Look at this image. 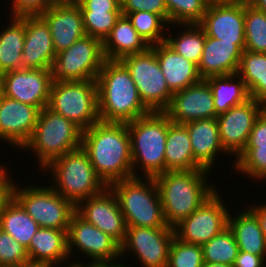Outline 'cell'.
Listing matches in <instances>:
<instances>
[{"label": "cell", "instance_id": "cell-42", "mask_svg": "<svg viewBox=\"0 0 266 267\" xmlns=\"http://www.w3.org/2000/svg\"><path fill=\"white\" fill-rule=\"evenodd\" d=\"M27 261L26 248L0 229V267H14Z\"/></svg>", "mask_w": 266, "mask_h": 267}, {"label": "cell", "instance_id": "cell-43", "mask_svg": "<svg viewBox=\"0 0 266 267\" xmlns=\"http://www.w3.org/2000/svg\"><path fill=\"white\" fill-rule=\"evenodd\" d=\"M121 12L147 11L160 15L169 25L165 0H120Z\"/></svg>", "mask_w": 266, "mask_h": 267}, {"label": "cell", "instance_id": "cell-37", "mask_svg": "<svg viewBox=\"0 0 266 267\" xmlns=\"http://www.w3.org/2000/svg\"><path fill=\"white\" fill-rule=\"evenodd\" d=\"M245 50L266 53V13L244 1Z\"/></svg>", "mask_w": 266, "mask_h": 267}, {"label": "cell", "instance_id": "cell-30", "mask_svg": "<svg viewBox=\"0 0 266 267\" xmlns=\"http://www.w3.org/2000/svg\"><path fill=\"white\" fill-rule=\"evenodd\" d=\"M205 80L212 90L217 115L250 99L245 82L237 73L213 76Z\"/></svg>", "mask_w": 266, "mask_h": 267}, {"label": "cell", "instance_id": "cell-44", "mask_svg": "<svg viewBox=\"0 0 266 267\" xmlns=\"http://www.w3.org/2000/svg\"><path fill=\"white\" fill-rule=\"evenodd\" d=\"M9 16L40 15L54 4L52 0H12Z\"/></svg>", "mask_w": 266, "mask_h": 267}, {"label": "cell", "instance_id": "cell-16", "mask_svg": "<svg viewBox=\"0 0 266 267\" xmlns=\"http://www.w3.org/2000/svg\"><path fill=\"white\" fill-rule=\"evenodd\" d=\"M265 108L263 103L250 98L245 103L217 115L220 141L227 153L236 158L242 152L255 120Z\"/></svg>", "mask_w": 266, "mask_h": 267}, {"label": "cell", "instance_id": "cell-25", "mask_svg": "<svg viewBox=\"0 0 266 267\" xmlns=\"http://www.w3.org/2000/svg\"><path fill=\"white\" fill-rule=\"evenodd\" d=\"M150 47L155 51L160 69L172 93L188 88L201 80L197 65L179 55L165 42Z\"/></svg>", "mask_w": 266, "mask_h": 267}, {"label": "cell", "instance_id": "cell-35", "mask_svg": "<svg viewBox=\"0 0 266 267\" xmlns=\"http://www.w3.org/2000/svg\"><path fill=\"white\" fill-rule=\"evenodd\" d=\"M204 262L233 266L239 252L235 236L229 227L202 246Z\"/></svg>", "mask_w": 266, "mask_h": 267}, {"label": "cell", "instance_id": "cell-51", "mask_svg": "<svg viewBox=\"0 0 266 267\" xmlns=\"http://www.w3.org/2000/svg\"><path fill=\"white\" fill-rule=\"evenodd\" d=\"M246 0H204L207 7L222 6V5H234Z\"/></svg>", "mask_w": 266, "mask_h": 267}, {"label": "cell", "instance_id": "cell-58", "mask_svg": "<svg viewBox=\"0 0 266 267\" xmlns=\"http://www.w3.org/2000/svg\"><path fill=\"white\" fill-rule=\"evenodd\" d=\"M128 265H124L123 263L121 264V267H127ZM129 267V266H128Z\"/></svg>", "mask_w": 266, "mask_h": 267}, {"label": "cell", "instance_id": "cell-38", "mask_svg": "<svg viewBox=\"0 0 266 267\" xmlns=\"http://www.w3.org/2000/svg\"><path fill=\"white\" fill-rule=\"evenodd\" d=\"M236 172L257 180L266 179V146H245L234 160Z\"/></svg>", "mask_w": 266, "mask_h": 267}, {"label": "cell", "instance_id": "cell-3", "mask_svg": "<svg viewBox=\"0 0 266 267\" xmlns=\"http://www.w3.org/2000/svg\"><path fill=\"white\" fill-rule=\"evenodd\" d=\"M209 173L205 169L165 171L154 177L168 226L187 218L217 191L214 182H207Z\"/></svg>", "mask_w": 266, "mask_h": 267}, {"label": "cell", "instance_id": "cell-19", "mask_svg": "<svg viewBox=\"0 0 266 267\" xmlns=\"http://www.w3.org/2000/svg\"><path fill=\"white\" fill-rule=\"evenodd\" d=\"M40 110L4 96L0 102V140L20 150L30 139Z\"/></svg>", "mask_w": 266, "mask_h": 267}, {"label": "cell", "instance_id": "cell-6", "mask_svg": "<svg viewBox=\"0 0 266 267\" xmlns=\"http://www.w3.org/2000/svg\"><path fill=\"white\" fill-rule=\"evenodd\" d=\"M109 187L118 198L126 226L170 227L164 219L154 178L133 176L116 181Z\"/></svg>", "mask_w": 266, "mask_h": 267}, {"label": "cell", "instance_id": "cell-49", "mask_svg": "<svg viewBox=\"0 0 266 267\" xmlns=\"http://www.w3.org/2000/svg\"><path fill=\"white\" fill-rule=\"evenodd\" d=\"M248 208L255 214L256 218L259 221L260 228L262 230V233L264 234V237L266 238V203L260 204L257 206H251Z\"/></svg>", "mask_w": 266, "mask_h": 267}, {"label": "cell", "instance_id": "cell-50", "mask_svg": "<svg viewBox=\"0 0 266 267\" xmlns=\"http://www.w3.org/2000/svg\"><path fill=\"white\" fill-rule=\"evenodd\" d=\"M82 262H73L72 264L75 267H121V264H113V263H109V262H89L88 264H81ZM90 264V265H89ZM86 265V266H85ZM88 265V266H87Z\"/></svg>", "mask_w": 266, "mask_h": 267}, {"label": "cell", "instance_id": "cell-24", "mask_svg": "<svg viewBox=\"0 0 266 267\" xmlns=\"http://www.w3.org/2000/svg\"><path fill=\"white\" fill-rule=\"evenodd\" d=\"M189 132L194 162L205 170L215 165V158L221 153H227L221 144L217 117L201 119L184 124Z\"/></svg>", "mask_w": 266, "mask_h": 267}, {"label": "cell", "instance_id": "cell-34", "mask_svg": "<svg viewBox=\"0 0 266 267\" xmlns=\"http://www.w3.org/2000/svg\"><path fill=\"white\" fill-rule=\"evenodd\" d=\"M174 25H179V27L183 25L181 28L185 27L184 31L182 33L179 31L180 34H174L173 37L168 31L167 34H169L166 35L164 42L179 55L198 66L205 45L206 35L204 30L198 23Z\"/></svg>", "mask_w": 266, "mask_h": 267}, {"label": "cell", "instance_id": "cell-20", "mask_svg": "<svg viewBox=\"0 0 266 267\" xmlns=\"http://www.w3.org/2000/svg\"><path fill=\"white\" fill-rule=\"evenodd\" d=\"M40 16L49 26L56 54L87 35L81 9L75 1L54 3Z\"/></svg>", "mask_w": 266, "mask_h": 267}, {"label": "cell", "instance_id": "cell-21", "mask_svg": "<svg viewBox=\"0 0 266 267\" xmlns=\"http://www.w3.org/2000/svg\"><path fill=\"white\" fill-rule=\"evenodd\" d=\"M198 24L206 36L232 42L245 50L244 2L207 7Z\"/></svg>", "mask_w": 266, "mask_h": 267}, {"label": "cell", "instance_id": "cell-28", "mask_svg": "<svg viewBox=\"0 0 266 267\" xmlns=\"http://www.w3.org/2000/svg\"><path fill=\"white\" fill-rule=\"evenodd\" d=\"M194 169L201 168L194 162L191 139L186 126L169 120L165 146V171Z\"/></svg>", "mask_w": 266, "mask_h": 267}, {"label": "cell", "instance_id": "cell-13", "mask_svg": "<svg viewBox=\"0 0 266 267\" xmlns=\"http://www.w3.org/2000/svg\"><path fill=\"white\" fill-rule=\"evenodd\" d=\"M174 237L173 227L127 226L125 239L120 245L121 258L133 253L143 267H167Z\"/></svg>", "mask_w": 266, "mask_h": 267}, {"label": "cell", "instance_id": "cell-45", "mask_svg": "<svg viewBox=\"0 0 266 267\" xmlns=\"http://www.w3.org/2000/svg\"><path fill=\"white\" fill-rule=\"evenodd\" d=\"M246 146H266V108L255 120Z\"/></svg>", "mask_w": 266, "mask_h": 267}, {"label": "cell", "instance_id": "cell-14", "mask_svg": "<svg viewBox=\"0 0 266 267\" xmlns=\"http://www.w3.org/2000/svg\"><path fill=\"white\" fill-rule=\"evenodd\" d=\"M68 252L71 258L76 247L90 262L122 264L120 245L109 235L86 222L76 212L71 216L68 231ZM73 251V253H72ZM120 258V259H119ZM118 260V262H115Z\"/></svg>", "mask_w": 266, "mask_h": 267}, {"label": "cell", "instance_id": "cell-54", "mask_svg": "<svg viewBox=\"0 0 266 267\" xmlns=\"http://www.w3.org/2000/svg\"><path fill=\"white\" fill-rule=\"evenodd\" d=\"M202 267H233V266H229V265H226V264H223V263H208V262H204Z\"/></svg>", "mask_w": 266, "mask_h": 267}, {"label": "cell", "instance_id": "cell-32", "mask_svg": "<svg viewBox=\"0 0 266 267\" xmlns=\"http://www.w3.org/2000/svg\"><path fill=\"white\" fill-rule=\"evenodd\" d=\"M40 226L22 206L12 197L0 214V229L11 235L26 249Z\"/></svg>", "mask_w": 266, "mask_h": 267}, {"label": "cell", "instance_id": "cell-15", "mask_svg": "<svg viewBox=\"0 0 266 267\" xmlns=\"http://www.w3.org/2000/svg\"><path fill=\"white\" fill-rule=\"evenodd\" d=\"M75 212L86 222L111 236L119 245L126 236V222L116 194L106 187L98 195L81 200Z\"/></svg>", "mask_w": 266, "mask_h": 267}, {"label": "cell", "instance_id": "cell-17", "mask_svg": "<svg viewBox=\"0 0 266 267\" xmlns=\"http://www.w3.org/2000/svg\"><path fill=\"white\" fill-rule=\"evenodd\" d=\"M2 75L5 96L39 110L48 107L53 83L51 69L21 68Z\"/></svg>", "mask_w": 266, "mask_h": 267}, {"label": "cell", "instance_id": "cell-4", "mask_svg": "<svg viewBox=\"0 0 266 267\" xmlns=\"http://www.w3.org/2000/svg\"><path fill=\"white\" fill-rule=\"evenodd\" d=\"M127 126L131 141L133 176L154 178L164 173L168 115L165 112L151 111L128 122ZM137 170L144 174L138 175Z\"/></svg>", "mask_w": 266, "mask_h": 267}, {"label": "cell", "instance_id": "cell-12", "mask_svg": "<svg viewBox=\"0 0 266 267\" xmlns=\"http://www.w3.org/2000/svg\"><path fill=\"white\" fill-rule=\"evenodd\" d=\"M217 190L198 209L173 227L175 237L202 246L228 227L229 211Z\"/></svg>", "mask_w": 266, "mask_h": 267}, {"label": "cell", "instance_id": "cell-27", "mask_svg": "<svg viewBox=\"0 0 266 267\" xmlns=\"http://www.w3.org/2000/svg\"><path fill=\"white\" fill-rule=\"evenodd\" d=\"M150 46L138 34L127 15L121 14L102 42L105 60H120L126 55L146 51Z\"/></svg>", "mask_w": 266, "mask_h": 267}, {"label": "cell", "instance_id": "cell-55", "mask_svg": "<svg viewBox=\"0 0 266 267\" xmlns=\"http://www.w3.org/2000/svg\"><path fill=\"white\" fill-rule=\"evenodd\" d=\"M5 96V92H4V83H3V78L2 75L0 74V102L2 101V99Z\"/></svg>", "mask_w": 266, "mask_h": 267}, {"label": "cell", "instance_id": "cell-33", "mask_svg": "<svg viewBox=\"0 0 266 267\" xmlns=\"http://www.w3.org/2000/svg\"><path fill=\"white\" fill-rule=\"evenodd\" d=\"M237 74L244 80L250 98L266 106V53L244 50Z\"/></svg>", "mask_w": 266, "mask_h": 267}, {"label": "cell", "instance_id": "cell-10", "mask_svg": "<svg viewBox=\"0 0 266 267\" xmlns=\"http://www.w3.org/2000/svg\"><path fill=\"white\" fill-rule=\"evenodd\" d=\"M129 71L143 104L154 112H164L170 105L173 93L169 90L160 69L155 51L126 55L119 60Z\"/></svg>", "mask_w": 266, "mask_h": 267}, {"label": "cell", "instance_id": "cell-7", "mask_svg": "<svg viewBox=\"0 0 266 267\" xmlns=\"http://www.w3.org/2000/svg\"><path fill=\"white\" fill-rule=\"evenodd\" d=\"M82 134L83 130L74 122L45 107L40 110L33 133L21 150L35 152L42 170L57 157L80 148Z\"/></svg>", "mask_w": 266, "mask_h": 267}, {"label": "cell", "instance_id": "cell-31", "mask_svg": "<svg viewBox=\"0 0 266 267\" xmlns=\"http://www.w3.org/2000/svg\"><path fill=\"white\" fill-rule=\"evenodd\" d=\"M11 17L12 21L0 32V74L22 68L25 15Z\"/></svg>", "mask_w": 266, "mask_h": 267}, {"label": "cell", "instance_id": "cell-53", "mask_svg": "<svg viewBox=\"0 0 266 267\" xmlns=\"http://www.w3.org/2000/svg\"><path fill=\"white\" fill-rule=\"evenodd\" d=\"M14 267H51L45 263L42 262H35V261H27L25 263L19 264L17 266Z\"/></svg>", "mask_w": 266, "mask_h": 267}, {"label": "cell", "instance_id": "cell-29", "mask_svg": "<svg viewBox=\"0 0 266 267\" xmlns=\"http://www.w3.org/2000/svg\"><path fill=\"white\" fill-rule=\"evenodd\" d=\"M235 217L229 213L228 227L232 230L239 251L266 257V238L255 214L245 208Z\"/></svg>", "mask_w": 266, "mask_h": 267}, {"label": "cell", "instance_id": "cell-11", "mask_svg": "<svg viewBox=\"0 0 266 267\" xmlns=\"http://www.w3.org/2000/svg\"><path fill=\"white\" fill-rule=\"evenodd\" d=\"M104 61L102 42L85 35L56 54L51 69L53 81L96 80Z\"/></svg>", "mask_w": 266, "mask_h": 267}, {"label": "cell", "instance_id": "cell-56", "mask_svg": "<svg viewBox=\"0 0 266 267\" xmlns=\"http://www.w3.org/2000/svg\"><path fill=\"white\" fill-rule=\"evenodd\" d=\"M54 3H68V2H73L75 0H52Z\"/></svg>", "mask_w": 266, "mask_h": 267}, {"label": "cell", "instance_id": "cell-26", "mask_svg": "<svg viewBox=\"0 0 266 267\" xmlns=\"http://www.w3.org/2000/svg\"><path fill=\"white\" fill-rule=\"evenodd\" d=\"M68 230L39 228L26 249L30 261L42 262L51 267L65 264L70 258L68 252ZM62 262V264H61Z\"/></svg>", "mask_w": 266, "mask_h": 267}, {"label": "cell", "instance_id": "cell-5", "mask_svg": "<svg viewBox=\"0 0 266 267\" xmlns=\"http://www.w3.org/2000/svg\"><path fill=\"white\" fill-rule=\"evenodd\" d=\"M42 170L51 172L49 174L54 179L51 187L75 206L81 200L98 195L107 187L97 176L82 147L57 157Z\"/></svg>", "mask_w": 266, "mask_h": 267}, {"label": "cell", "instance_id": "cell-9", "mask_svg": "<svg viewBox=\"0 0 266 267\" xmlns=\"http://www.w3.org/2000/svg\"><path fill=\"white\" fill-rule=\"evenodd\" d=\"M14 182L12 197L41 228L68 230L76 206L62 197L51 186L17 187ZM19 188V189H18Z\"/></svg>", "mask_w": 266, "mask_h": 267}, {"label": "cell", "instance_id": "cell-1", "mask_svg": "<svg viewBox=\"0 0 266 267\" xmlns=\"http://www.w3.org/2000/svg\"><path fill=\"white\" fill-rule=\"evenodd\" d=\"M97 176L109 187L133 177L131 141L127 123L99 121L83 131L82 146Z\"/></svg>", "mask_w": 266, "mask_h": 267}, {"label": "cell", "instance_id": "cell-57", "mask_svg": "<svg viewBox=\"0 0 266 267\" xmlns=\"http://www.w3.org/2000/svg\"><path fill=\"white\" fill-rule=\"evenodd\" d=\"M68 264H69V266H67V267H75V266L72 264V262H71V263L68 262Z\"/></svg>", "mask_w": 266, "mask_h": 267}, {"label": "cell", "instance_id": "cell-22", "mask_svg": "<svg viewBox=\"0 0 266 267\" xmlns=\"http://www.w3.org/2000/svg\"><path fill=\"white\" fill-rule=\"evenodd\" d=\"M56 52L50 29L40 15H25L22 68L52 69Z\"/></svg>", "mask_w": 266, "mask_h": 267}, {"label": "cell", "instance_id": "cell-8", "mask_svg": "<svg viewBox=\"0 0 266 267\" xmlns=\"http://www.w3.org/2000/svg\"><path fill=\"white\" fill-rule=\"evenodd\" d=\"M48 108L88 129L100 121L96 80L53 81Z\"/></svg>", "mask_w": 266, "mask_h": 267}, {"label": "cell", "instance_id": "cell-52", "mask_svg": "<svg viewBox=\"0 0 266 267\" xmlns=\"http://www.w3.org/2000/svg\"><path fill=\"white\" fill-rule=\"evenodd\" d=\"M252 7L266 13V0H246Z\"/></svg>", "mask_w": 266, "mask_h": 267}, {"label": "cell", "instance_id": "cell-48", "mask_svg": "<svg viewBox=\"0 0 266 267\" xmlns=\"http://www.w3.org/2000/svg\"><path fill=\"white\" fill-rule=\"evenodd\" d=\"M266 257L239 251L233 267H265Z\"/></svg>", "mask_w": 266, "mask_h": 267}, {"label": "cell", "instance_id": "cell-18", "mask_svg": "<svg viewBox=\"0 0 266 267\" xmlns=\"http://www.w3.org/2000/svg\"><path fill=\"white\" fill-rule=\"evenodd\" d=\"M164 112L169 120L179 124L217 117L213 93L205 79L173 93L171 103Z\"/></svg>", "mask_w": 266, "mask_h": 267}, {"label": "cell", "instance_id": "cell-47", "mask_svg": "<svg viewBox=\"0 0 266 267\" xmlns=\"http://www.w3.org/2000/svg\"><path fill=\"white\" fill-rule=\"evenodd\" d=\"M8 168L0 165V214L5 204L12 198V189L14 180H10V175L7 172Z\"/></svg>", "mask_w": 266, "mask_h": 267}, {"label": "cell", "instance_id": "cell-36", "mask_svg": "<svg viewBox=\"0 0 266 267\" xmlns=\"http://www.w3.org/2000/svg\"><path fill=\"white\" fill-rule=\"evenodd\" d=\"M122 14L127 15L135 30L149 46L165 41L167 32L164 31L169 30L170 26L166 25L168 23L160 15L147 11L122 12Z\"/></svg>", "mask_w": 266, "mask_h": 267}, {"label": "cell", "instance_id": "cell-39", "mask_svg": "<svg viewBox=\"0 0 266 267\" xmlns=\"http://www.w3.org/2000/svg\"><path fill=\"white\" fill-rule=\"evenodd\" d=\"M169 24L199 23L207 10L204 0H165Z\"/></svg>", "mask_w": 266, "mask_h": 267}, {"label": "cell", "instance_id": "cell-2", "mask_svg": "<svg viewBox=\"0 0 266 267\" xmlns=\"http://www.w3.org/2000/svg\"><path fill=\"white\" fill-rule=\"evenodd\" d=\"M96 82L100 121L128 123L151 112L143 104L129 71L119 60H105Z\"/></svg>", "mask_w": 266, "mask_h": 267}, {"label": "cell", "instance_id": "cell-41", "mask_svg": "<svg viewBox=\"0 0 266 267\" xmlns=\"http://www.w3.org/2000/svg\"><path fill=\"white\" fill-rule=\"evenodd\" d=\"M86 34L101 42L105 40L116 21L121 16V11H81Z\"/></svg>", "mask_w": 266, "mask_h": 267}, {"label": "cell", "instance_id": "cell-46", "mask_svg": "<svg viewBox=\"0 0 266 267\" xmlns=\"http://www.w3.org/2000/svg\"><path fill=\"white\" fill-rule=\"evenodd\" d=\"M81 11H121L120 0H75Z\"/></svg>", "mask_w": 266, "mask_h": 267}, {"label": "cell", "instance_id": "cell-23", "mask_svg": "<svg viewBox=\"0 0 266 267\" xmlns=\"http://www.w3.org/2000/svg\"><path fill=\"white\" fill-rule=\"evenodd\" d=\"M242 54L238 45L206 36L197 66L201 79L237 73Z\"/></svg>", "mask_w": 266, "mask_h": 267}, {"label": "cell", "instance_id": "cell-40", "mask_svg": "<svg viewBox=\"0 0 266 267\" xmlns=\"http://www.w3.org/2000/svg\"><path fill=\"white\" fill-rule=\"evenodd\" d=\"M204 257L200 245L185 243L174 237L167 267H202Z\"/></svg>", "mask_w": 266, "mask_h": 267}]
</instances>
